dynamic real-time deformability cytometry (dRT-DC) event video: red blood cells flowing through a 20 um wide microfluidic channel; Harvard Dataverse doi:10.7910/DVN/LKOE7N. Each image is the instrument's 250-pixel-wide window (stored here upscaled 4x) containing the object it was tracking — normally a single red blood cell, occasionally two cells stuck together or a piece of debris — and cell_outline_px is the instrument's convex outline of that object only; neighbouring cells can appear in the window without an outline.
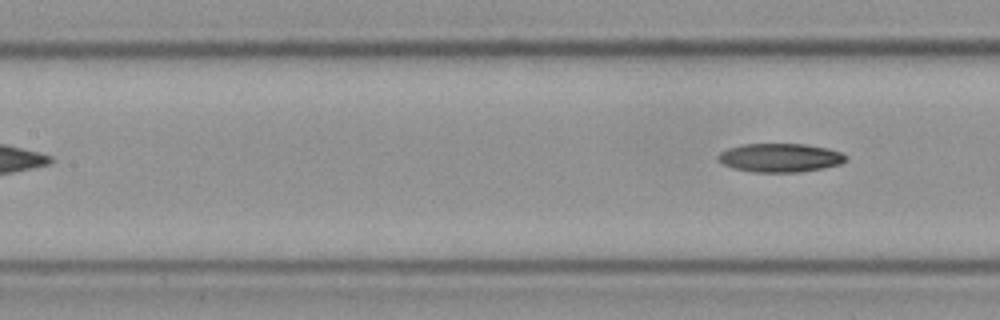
{"species": "Egyptian fruit bat (a non-hibernating species)", "species_latin": "Rousettus aegyptiacus", "temperature_condition": "cold", "stored_images_in_passage": 5, "segment_of_instrument_passage": [2, 2], "camera_frame_rate_fps": 3000, "um_per_image_px": 0.085, "frame": {"image": 1, "passage_image": 5, "time_ms": 1.333, "image_size_px": [1000, 320], "cell_outline_px": [[848, 160], [840, 164], [824, 168], [800, 172], [752, 172], [732, 168], [716, 160], [716, 156], [720, 152], [728, 148], [740, 144], [804, 144], [828, 148], [840, 152], [848, 156]], "centroid_in_image_um": [66.29, 13.41], "position_along_channel_um": 141.1, "area_um2": 21.62}}